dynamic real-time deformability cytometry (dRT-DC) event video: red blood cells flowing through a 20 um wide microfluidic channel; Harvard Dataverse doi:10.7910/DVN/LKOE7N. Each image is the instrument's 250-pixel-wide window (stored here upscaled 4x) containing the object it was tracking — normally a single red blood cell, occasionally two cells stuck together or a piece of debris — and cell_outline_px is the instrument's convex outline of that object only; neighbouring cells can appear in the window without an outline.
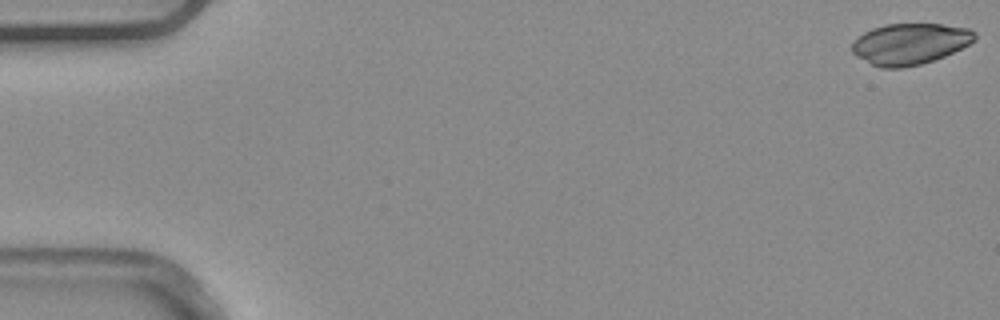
{"species": "common noctule bat (a hibernating species)", "species_latin": "Nyctalus noctula", "temperature_condition": "warm", "stored_images_in_passage": 12, "camera_frame_rate_fps": 3000, "um_per_image_px": 0.085, "animal": {"sex": "male", "body_mass_g": 20.4}, "frame": {"image": 1, "passage_image": 1, "time_ms": 0.0, "image_size_px": [1000, 320], "cell_outline_px": [[976, 40], [944, 56], [920, 64], [900, 68], [880, 68], [856, 56], [852, 52], [852, 44], [864, 32], [872, 28], [884, 24], [940, 24], [968, 28], [976, 32]], "centroid_in_image_um": [77.34, 3.72], "position_along_channel_um": 7.7, "area_um2": 29.19}}